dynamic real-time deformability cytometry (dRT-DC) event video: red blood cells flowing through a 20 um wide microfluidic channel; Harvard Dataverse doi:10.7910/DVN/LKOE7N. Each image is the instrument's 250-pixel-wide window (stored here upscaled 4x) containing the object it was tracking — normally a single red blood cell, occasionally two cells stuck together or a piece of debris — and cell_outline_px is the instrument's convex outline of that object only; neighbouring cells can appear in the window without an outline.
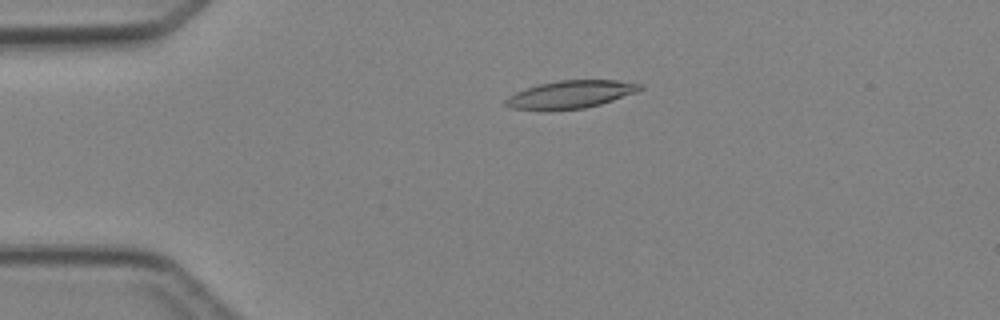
{"species": "Egyptian fruit bat (a non-hibernating species)", "species_latin": "Rousettus aegyptiacus", "temperature_condition": "cold", "stored_images_in_passage": 4, "camera_frame_rate_fps": 3000, "um_per_image_px": 0.085, "animal": {"sex": "female"}, "frame": {"image": 1, "passage_image": 2, "time_ms": 1.0, "image_size_px": [1000, 320], "cell_outline_px": [[644, 88], [636, 92], [600, 104], [584, 108], [508, 108], [504, 104], [504, 100], [508, 96], [516, 92], [540, 84], [560, 80], [616, 80], [644, 84]], "centroid_in_image_um": [48.56, 7.99], "position_along_channel_um": 36.4, "area_um2": 20.98}}
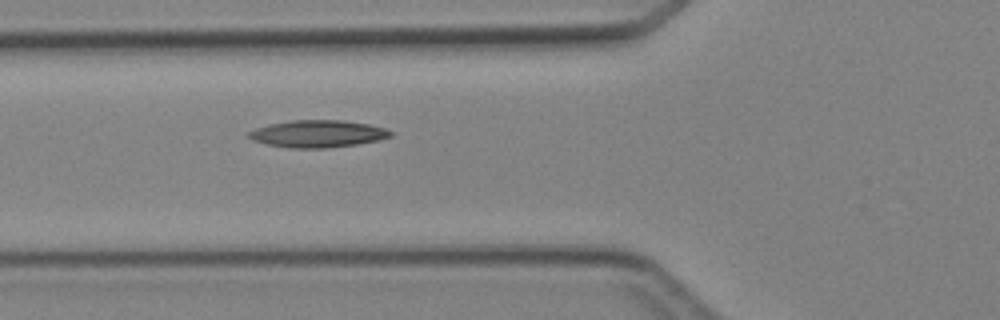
{"frame": {"image": 2, "passage_image": 4, "time_ms": 3.333, "image_size_px": [1000, 320], "cell_outline_px": [[392, 136], [380, 140], [356, 144], [324, 148], [288, 148], [264, 144], [252, 140], [244, 136], [248, 132], [256, 128], [268, 124], [292, 120], [344, 120], [368, 124], [384, 128], [392, 132]], "centroid_in_image_um": [26.95, 11.37], "position_along_channel_um": 98.9, "area_um2": 22.66}}